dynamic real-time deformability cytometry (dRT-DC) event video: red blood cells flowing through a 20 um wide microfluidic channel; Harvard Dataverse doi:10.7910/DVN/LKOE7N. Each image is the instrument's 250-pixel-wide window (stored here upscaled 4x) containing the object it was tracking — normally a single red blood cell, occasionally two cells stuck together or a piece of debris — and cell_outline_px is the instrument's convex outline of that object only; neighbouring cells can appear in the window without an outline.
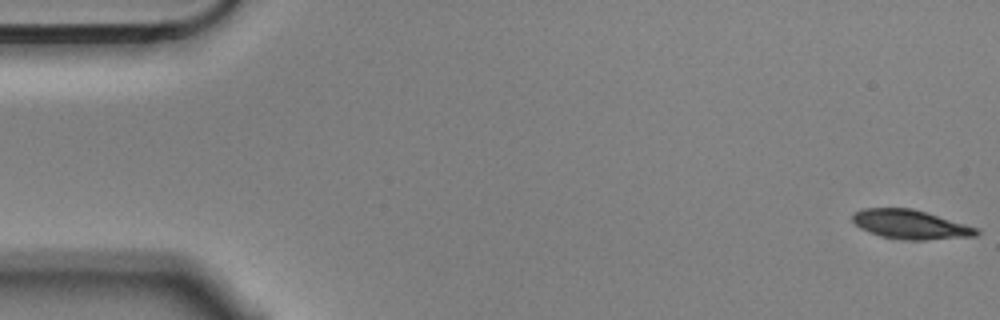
{"species": "Egyptian fruit bat (a non-hibernating species)", "species_latin": "Rousettus aegyptiacus", "temperature_condition": "cold", "stored_images_in_passage": 5, "camera_frame_rate_fps": 3000, "um_per_image_px": 0.085, "animal": {"sex": "male"}, "frame": {"image": 1, "passage_image": 1, "time_ms": 0.0, "image_size_px": [1000, 320], "cell_outline_px": [[980, 232], [976, 236], [924, 240], [908, 240], [880, 236], [860, 228], [852, 220], [852, 216], [856, 212], [864, 208], [912, 208], [980, 228]], "centroid_in_image_um": [77.43, 19.08], "position_along_channel_um": 7.6, "area_um2": 20.98}}
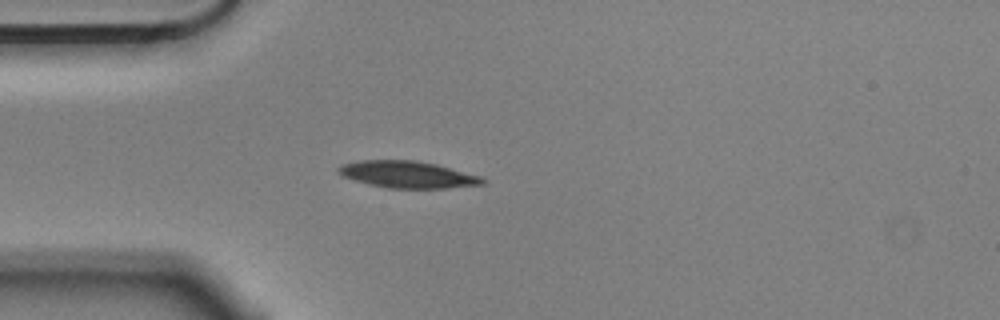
{"frame": {"image": 2, "passage_image": 5, "time_ms": 1.333, "image_size_px": [1000, 320], "cell_outline_px": [[488, 180], [484, 184], [448, 188], [388, 188], [368, 184], [344, 176], [336, 168], [344, 164], [360, 160], [416, 160], [436, 164], [480, 176]], "centroid_in_image_um": [34.69, 14.83], "position_along_channel_um": 50.3, "area_um2": 22.37}}